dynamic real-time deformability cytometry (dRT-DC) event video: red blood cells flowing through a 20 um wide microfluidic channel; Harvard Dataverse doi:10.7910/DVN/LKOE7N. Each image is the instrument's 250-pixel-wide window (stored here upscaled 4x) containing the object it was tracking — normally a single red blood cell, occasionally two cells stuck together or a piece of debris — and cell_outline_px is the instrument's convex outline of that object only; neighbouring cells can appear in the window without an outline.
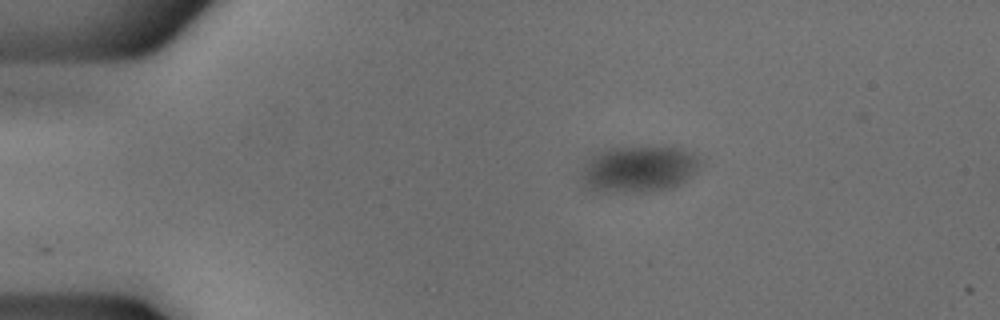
{"species": "common noctule bat (a hibernating species)", "species_latin": "Nyctalus noctula", "temperature_condition": "cold", "stored_images_in_passage": 3, "camera_frame_rate_fps": 3000, "um_per_image_px": 0.085, "animal": {"sex": "male", "body_mass_g": 18.8}, "frame": {"image": 1, "passage_image": 1, "time_ms": 0.0, "image_size_px": [1000, 320], "cell_outline_px": [[704, 164], [688, 180], [672, 188], [652, 192], [584, 192], [584, 164], [596, 152], [608, 148], [680, 148], [692, 152], [704, 160]], "centroid_in_image_um": [54.34, 14.41], "position_along_channel_um": 30.7, "area_um2": 32.71}}